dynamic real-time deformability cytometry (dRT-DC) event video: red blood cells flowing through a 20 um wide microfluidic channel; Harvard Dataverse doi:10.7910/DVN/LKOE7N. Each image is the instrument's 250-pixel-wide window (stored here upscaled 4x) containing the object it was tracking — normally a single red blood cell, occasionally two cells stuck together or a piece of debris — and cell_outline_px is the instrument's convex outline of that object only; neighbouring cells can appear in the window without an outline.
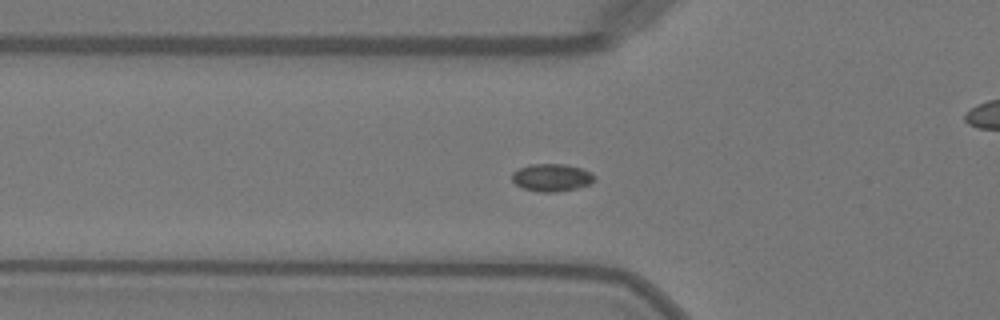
{"species": "Egyptian fruit bat (a non-hibernating species)", "species_latin": "Rousettus aegyptiacus", "temperature_condition": "warm", "stored_images_in_passage": 30, "camera_frame_rate_fps": 3000, "um_per_image_px": 0.085, "animal": {"sex": "female"}, "frame": {"image": 1, "passage_image": 6, "time_ms": 1.667, "image_size_px": [1000, 320], "cell_outline_px": [[596, 180], [588, 184], [576, 188], [556, 192], [540, 192], [524, 188], [516, 184], [512, 180], [512, 172], [520, 168], [532, 164], [568, 164], [580, 168], [596, 176]], "centroid_in_image_um": [46.89, 15.09], "position_along_channel_um": 78.9, "area_um2": 13.12}}
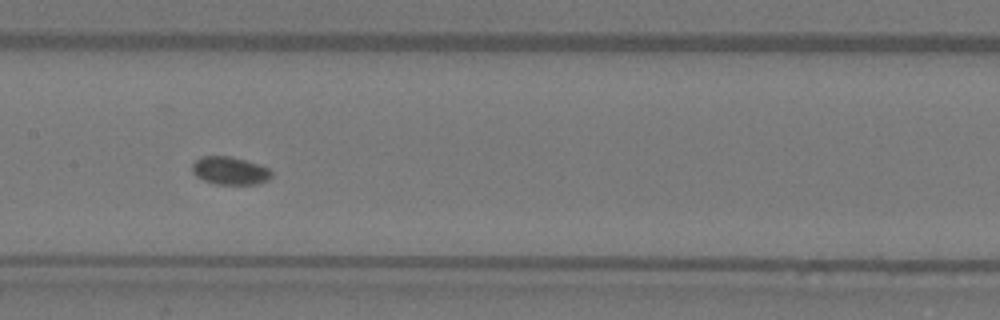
{"frame": {"image": 2, "passage_image": 14, "time_ms": 4.333, "image_size_px": [1000, 320], "cell_outline_px": [[272, 176], [268, 180], [260, 184], [216, 184], [204, 180], [196, 176], [192, 172], [192, 164], [200, 156], [232, 156], [260, 164], [268, 168], [272, 172]], "centroid_in_image_um": [19.56, 14.5], "position_along_channel_um": 187.8, "area_um2": 13.06}}
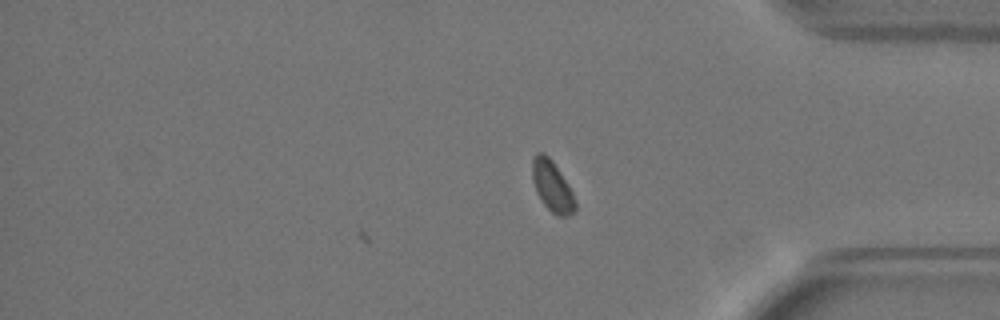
{"frame": {"image": 3, "passage_image": 30, "time_ms": 9.667, "image_size_px": [1000, 320], "cell_outline_px": [[576, 208], [568, 216], [556, 216], [544, 204], [536, 192], [532, 180], [532, 156], [536, 152], [544, 152], [552, 160], [568, 184], [572, 192], [576, 204]], "centroid_in_image_um": [46.91, 15.8], "position_along_channel_um": 388.3, "area_um2": 12.72}}